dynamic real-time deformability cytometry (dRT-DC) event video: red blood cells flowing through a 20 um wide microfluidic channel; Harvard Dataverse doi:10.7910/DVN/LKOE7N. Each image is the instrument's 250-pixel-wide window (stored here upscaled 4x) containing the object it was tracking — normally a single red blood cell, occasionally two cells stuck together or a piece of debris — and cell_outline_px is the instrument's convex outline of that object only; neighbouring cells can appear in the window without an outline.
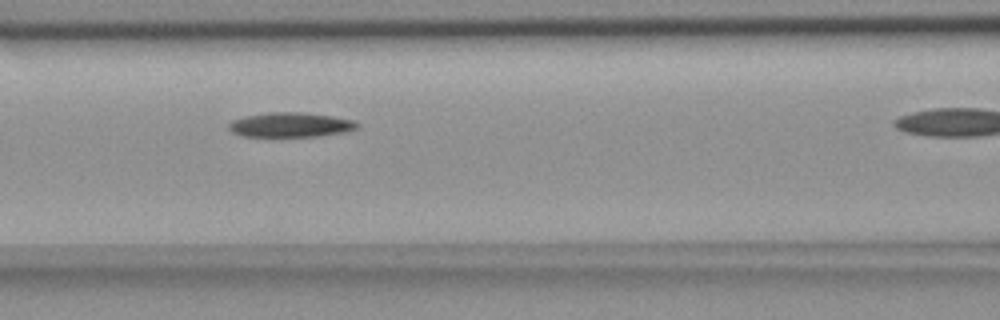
{"species": "common noctule bat (a hibernating species)", "species_latin": "Nyctalus noctula", "temperature_condition": "room temperature", "stored_images_in_passage": 11, "camera_frame_rate_fps": 3000, "um_per_image_px": 0.085, "animal": {"sex": "female", "body_mass_g": 18.4}, "frame": {"image": 1, "passage_image": 7, "time_ms": 2.0, "image_size_px": [1000, 320], "cell_outline_px": [[360, 128], [348, 132], [320, 136], [240, 136], [232, 132], [228, 128], [228, 124], [232, 120], [244, 116], [268, 112], [300, 112], [332, 116], [356, 120], [360, 124]], "centroid_in_image_um": [24.75, 10.61], "position_along_channel_um": 141.9, "area_um2": 18.73}}